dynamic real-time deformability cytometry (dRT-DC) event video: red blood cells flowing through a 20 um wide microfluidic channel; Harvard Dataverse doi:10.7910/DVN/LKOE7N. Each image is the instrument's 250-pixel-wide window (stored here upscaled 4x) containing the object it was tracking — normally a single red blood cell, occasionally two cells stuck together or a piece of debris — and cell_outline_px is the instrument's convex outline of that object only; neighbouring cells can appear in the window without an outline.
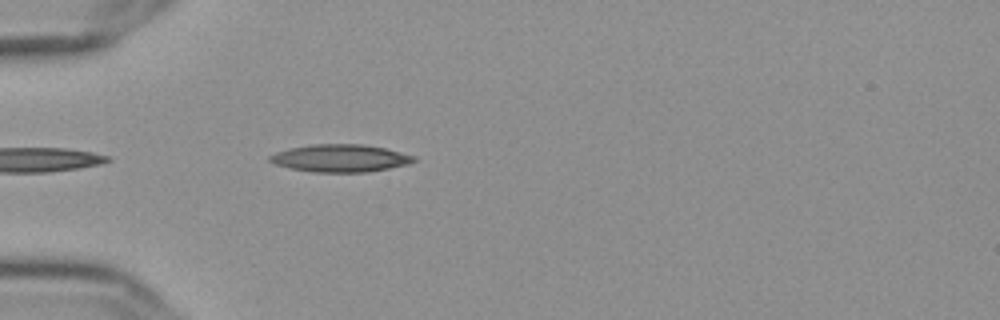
{"species": "Egyptian fruit bat (a non-hibernating species)", "species_latin": "Rousettus aegyptiacus", "temperature_condition": "cold", "stored_images_in_passage": 7, "camera_frame_rate_fps": 3000, "um_per_image_px": 0.085, "frame": {"image": 1, "passage_image": 3, "time_ms": 0.667, "image_size_px": [1000, 320], "cell_outline_px": [[416, 160], [408, 164], [368, 172], [312, 172], [292, 168], [276, 164], [268, 160], [268, 156], [276, 152], [288, 148], [312, 144], [364, 144], [384, 148], [416, 156]], "centroid_in_image_um": [28.92, 13.44], "position_along_channel_um": 56.1, "area_um2": 23.06}}
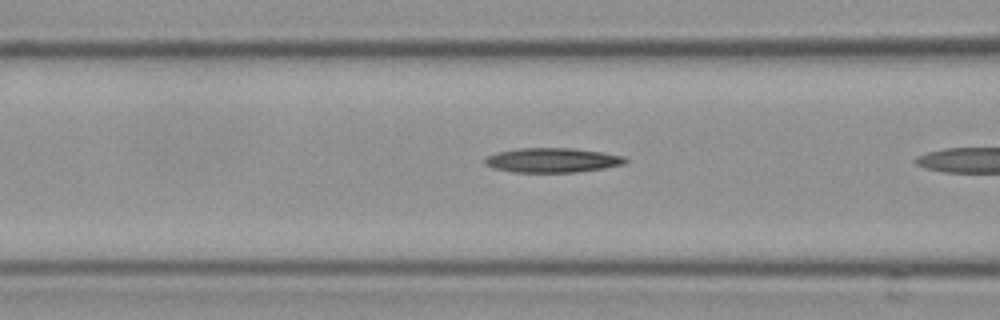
{"frame": {"image": 2, "passage_image": 6, "time_ms": 1.667, "image_size_px": [1000, 320], "cell_outline_px": [[628, 160], [624, 164], [604, 168], [576, 172], [516, 172], [496, 168], [484, 164], [484, 160], [488, 156], [496, 152], [520, 148], [572, 148], [604, 152], [624, 156]], "centroid_in_image_um": [46.98, 13.61], "position_along_channel_um": 119.6, "area_um2": 20.0}}